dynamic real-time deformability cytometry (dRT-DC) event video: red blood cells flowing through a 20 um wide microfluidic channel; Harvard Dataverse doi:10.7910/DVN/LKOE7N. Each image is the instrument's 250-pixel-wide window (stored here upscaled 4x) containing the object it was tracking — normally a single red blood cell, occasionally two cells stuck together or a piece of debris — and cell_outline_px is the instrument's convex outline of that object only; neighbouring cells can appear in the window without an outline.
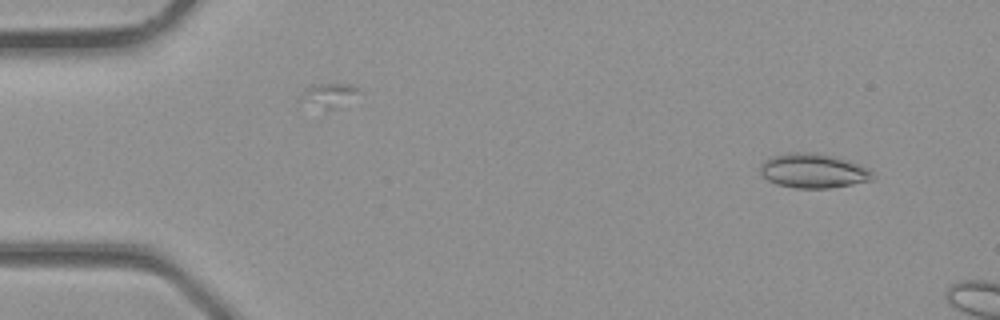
{"species": "common noctule bat (a hibernating species)", "species_latin": "Nyctalus noctula", "temperature_condition": "room temperature", "stored_images_in_passage": 4, "camera_frame_rate_fps": 3000, "um_per_image_px": 0.085, "animal": {"sex": "male", "body_mass_g": 23.1, "forearm_length_mm": 52.7}, "frame": {"image": 1, "passage_image": 4, "time_ms": 1.0, "image_size_px": [1000, 320], "cell_outline_px": [[872, 180], [852, 184], [828, 188], [796, 188], [776, 184], [768, 180], [760, 172], [760, 164], [764, 160], [772, 156], [788, 152], [812, 152], [832, 156], [848, 160], [868, 168], [872, 172]], "centroid_in_image_um": [69.09, 14.51], "position_along_channel_um": 15.9, "area_um2": 22.48}}